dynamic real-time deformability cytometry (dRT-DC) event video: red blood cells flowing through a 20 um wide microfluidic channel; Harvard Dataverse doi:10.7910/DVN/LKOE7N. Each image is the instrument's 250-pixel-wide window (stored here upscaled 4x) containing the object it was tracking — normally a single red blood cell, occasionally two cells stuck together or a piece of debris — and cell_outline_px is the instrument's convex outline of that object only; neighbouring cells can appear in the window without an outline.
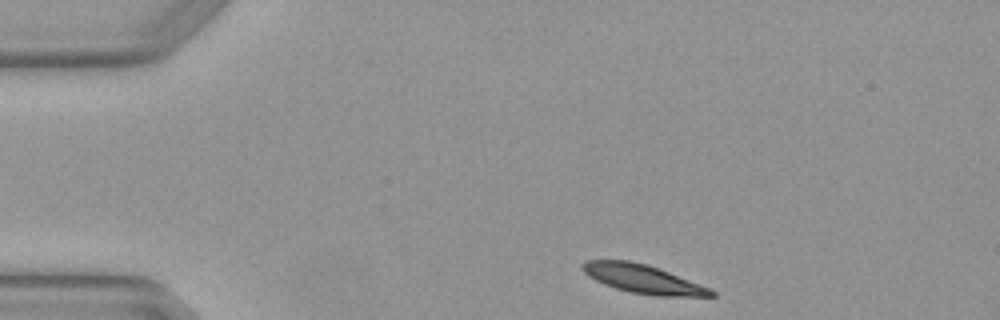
{"species": "Egyptian fruit bat (a non-hibernating species)", "species_latin": "Rousettus aegyptiacus", "temperature_condition": "warm", "stored_images_in_passage": 5, "camera_frame_rate_fps": 3000, "um_per_image_px": 0.085, "animal": {"sex": "female"}, "frame": {"image": 1, "passage_image": 1, "time_ms": 0.0, "image_size_px": [1000, 320], "cell_outline_px": [[716, 296], [656, 296], [632, 292], [616, 288], [604, 284], [588, 276], [580, 268], [580, 264], [584, 260], [632, 260], [648, 264], [660, 268], [708, 288], [716, 292]], "centroid_in_image_um": [54.6, 23.69], "position_along_channel_um": 30.4, "area_um2": 21.44}}
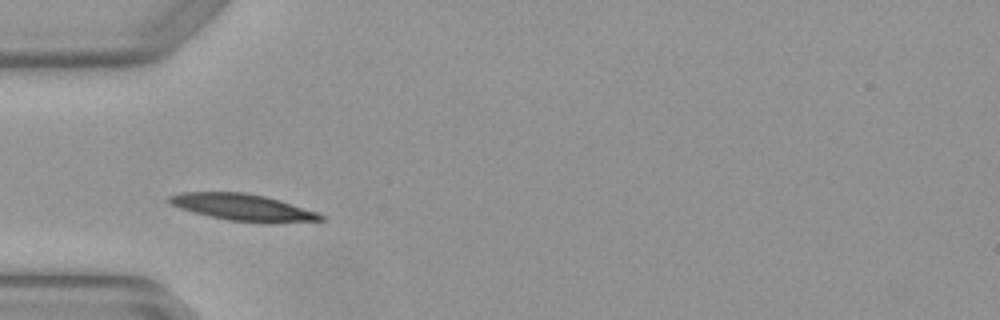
{"frame": {"image": 2, "passage_image": 2, "time_ms": 0.333, "image_size_px": [1000, 320], "cell_outline_px": [[324, 220], [268, 224], [228, 220], [208, 216], [192, 212], [180, 208], [164, 200], [168, 196], [180, 192], [248, 192], [280, 200], [320, 212], [324, 216]], "centroid_in_image_um": [20.67, 17.63], "position_along_channel_um": 64.3, "area_um2": 24.1}}
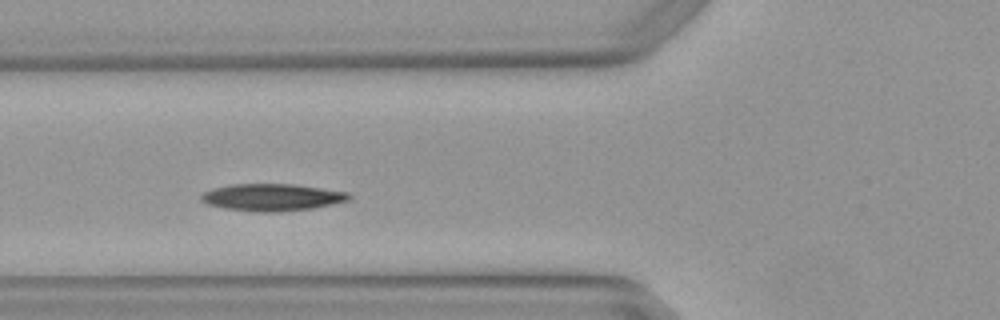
{"frame": {"image": 3, "passage_image": 3, "time_ms": 0.667, "image_size_px": [1000, 320], "cell_outline_px": [[352, 200], [312, 208], [280, 212], [252, 212], [224, 208], [208, 204], [200, 200], [200, 196], [204, 192], [212, 188], [232, 184], [292, 184], [348, 192], [352, 196]], "centroid_in_image_um": [23.12, 16.78], "position_along_channel_um": 102.7, "area_um2": 23.47}}